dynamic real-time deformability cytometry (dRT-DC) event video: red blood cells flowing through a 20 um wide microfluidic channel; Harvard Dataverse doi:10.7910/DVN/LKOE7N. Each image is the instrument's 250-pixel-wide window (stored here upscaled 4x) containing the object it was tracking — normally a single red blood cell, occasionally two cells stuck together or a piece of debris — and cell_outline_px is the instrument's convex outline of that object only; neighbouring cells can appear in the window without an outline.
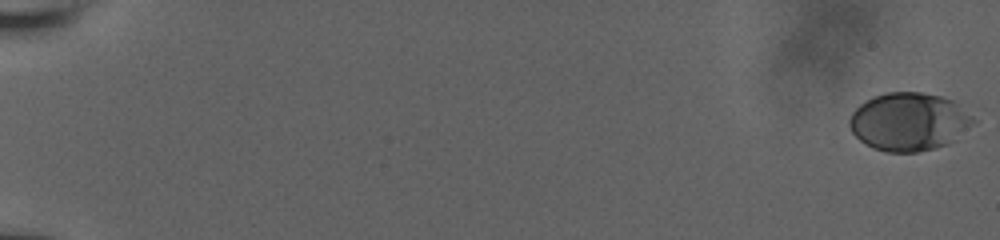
{"species": "human", "species_latin": "Homo sapiens", "temperature_condition": "room temperature", "stored_images_in_passage": 14, "camera_frame_rate_fps": 3000, "um_per_image_px": 0.085, "donor": {"sex": "male"}, "frame": {"image": 1, "passage_image": 1, "time_ms": 0.0, "image_size_px": [1000, 240], "cell_outline_px": [[976, 120], [956, 140], [948, 144], [936, 148], [916, 152], [884, 152], [872, 148], [864, 144], [852, 132], [848, 124], [848, 120], [852, 112], [860, 104], [872, 96], [884, 92], [920, 92], [940, 96], [952, 100], [972, 116]], "centroid_in_image_um": [77.23, 10.35], "position_along_channel_um": 7.8, "area_um2": 42.14}}
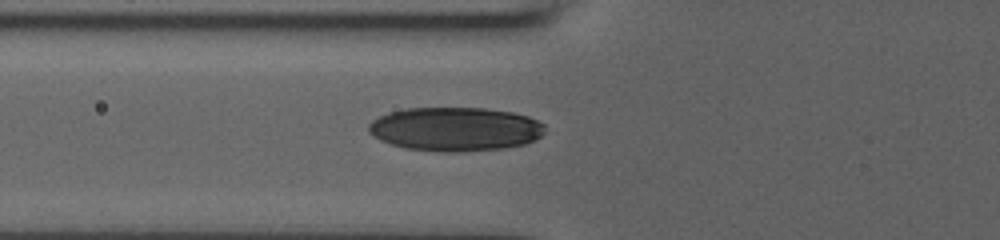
{"frame": {"image": 2, "passage_image": 12, "time_ms": 8.0, "image_size_px": [1000, 240], "cell_outline_px": [[544, 132], [540, 136], [524, 144], [504, 148], [464, 152], [444, 152], [404, 148], [380, 140], [368, 132], [368, 124], [372, 120], [388, 112], [408, 108], [484, 108], [512, 112], [528, 116], [544, 124]], "centroid_in_image_um": [38.67, 10.97], "position_along_channel_um": 87.1, "area_um2": 45.14}}
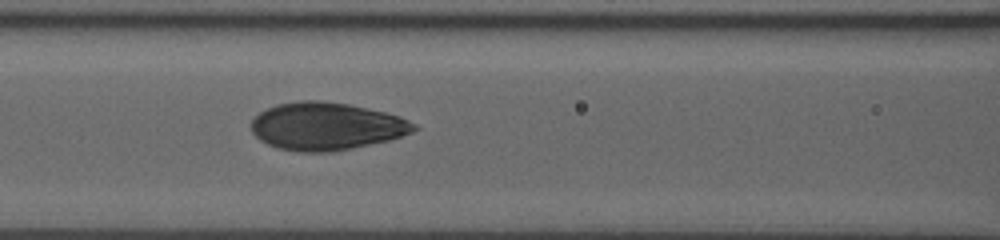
{"frame": {"image": 3, "passage_image": 14, "time_ms": 9.333, "image_size_px": [1000, 240], "cell_outline_px": [[420, 128], [412, 132], [388, 140], [352, 148], [332, 152], [300, 152], [276, 148], [260, 140], [252, 132], [252, 120], [260, 112], [276, 104], [300, 100], [320, 100], [348, 104], [384, 112], [400, 116], [416, 124]], "centroid_in_image_um": [27.73, 10.73], "position_along_channel_um": 138.9, "area_um2": 45.14}}